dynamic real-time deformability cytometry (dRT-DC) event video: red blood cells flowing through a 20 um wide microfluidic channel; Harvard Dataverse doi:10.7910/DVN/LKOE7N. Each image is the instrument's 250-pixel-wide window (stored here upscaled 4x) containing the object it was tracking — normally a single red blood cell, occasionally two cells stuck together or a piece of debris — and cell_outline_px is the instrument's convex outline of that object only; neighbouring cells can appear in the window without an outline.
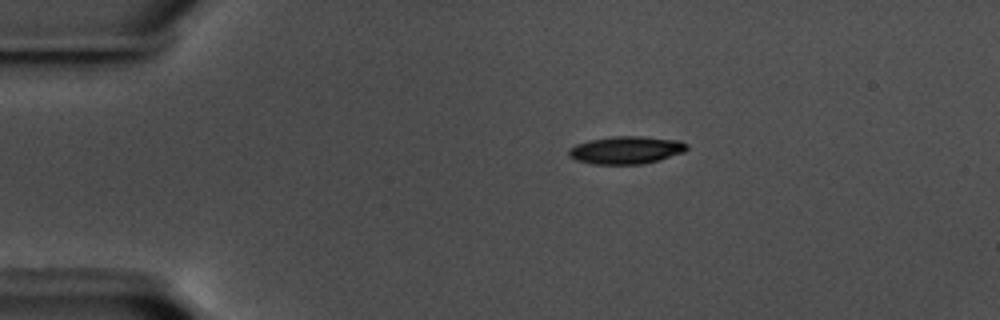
{"species": "common noctule bat (a hibernating species)", "species_latin": "Nyctalus noctula", "temperature_condition": "warm", "stored_images_in_passage": 47, "camera_frame_rate_fps": 3000, "um_per_image_px": 0.085, "animal": {"sex": "male", "body_mass_g": 17.5, "forearm_length_mm": 52.3}, "frame": {"image": 1, "passage_image": 1, "time_ms": 0.0, "image_size_px": [1000, 320], "cell_outline_px": [[688, 148], [684, 152], [656, 160], [640, 164], [592, 164], [576, 160], [568, 156], [568, 148], [576, 144], [588, 140], [612, 136], [640, 136], [680, 140], [688, 144]], "centroid_in_image_um": [53.18, 12.74], "position_along_channel_um": 31.8, "area_um2": 19.07}}
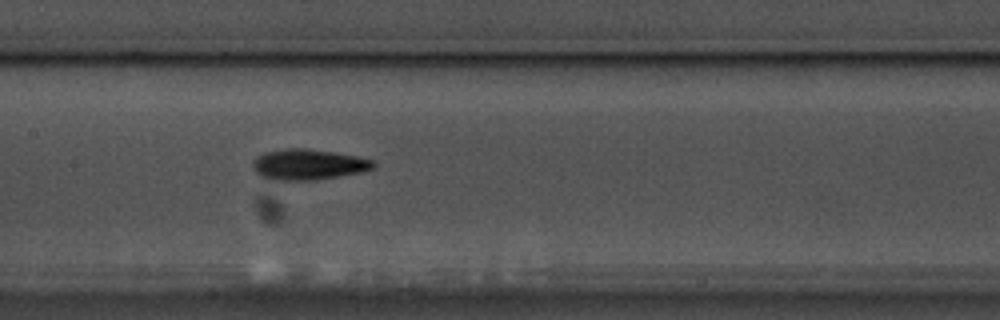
{"frame": {"image": 2, "passage_image": 18, "time_ms": 5.667, "image_size_px": [1000, 320], "cell_outline_px": [[376, 164], [372, 168], [360, 172], [340, 176], [316, 180], [272, 180], [260, 176], [252, 168], [252, 160], [256, 156], [264, 152], [288, 148], [308, 148], [336, 152], [376, 160]], "centroid_in_image_um": [26.18, 13.97], "position_along_channel_um": 181.2, "area_um2": 21.85}}
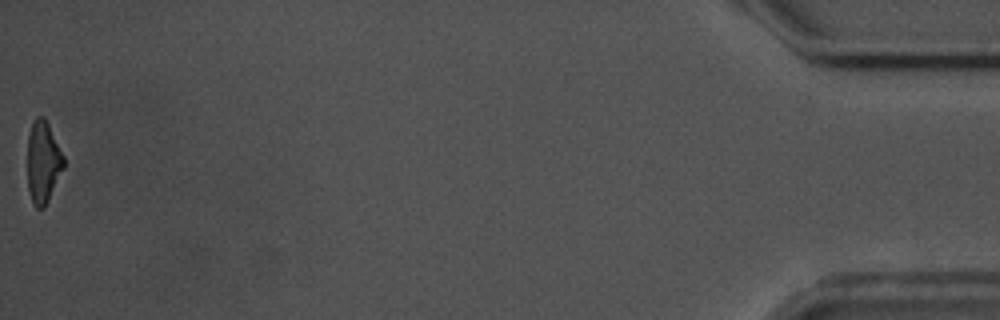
{"frame": {"image": 3, "passage_image": 47, "time_ms": 15.333, "image_size_px": [1000, 320], "cell_outline_px": [[64, 168], [44, 208], [36, 208], [32, 204], [28, 188], [28, 132], [32, 120], [36, 116], [44, 116], [64, 156]], "centroid_in_image_um": [3.65, 13.76], "position_along_channel_um": 431.6, "area_um2": 17.4}, "authors_computed_cell_mechanics": {"area_um2": 19.1318, "velocity_mm_per_s": 3.5946, "shape_relaxation_time_tau1_ms": 3.2359, "shape_relaxation_time_tau2_ms": 11.0656, "deformation_change_tau1": 0.1608, "deformation_change_tau2": 0.2302}}